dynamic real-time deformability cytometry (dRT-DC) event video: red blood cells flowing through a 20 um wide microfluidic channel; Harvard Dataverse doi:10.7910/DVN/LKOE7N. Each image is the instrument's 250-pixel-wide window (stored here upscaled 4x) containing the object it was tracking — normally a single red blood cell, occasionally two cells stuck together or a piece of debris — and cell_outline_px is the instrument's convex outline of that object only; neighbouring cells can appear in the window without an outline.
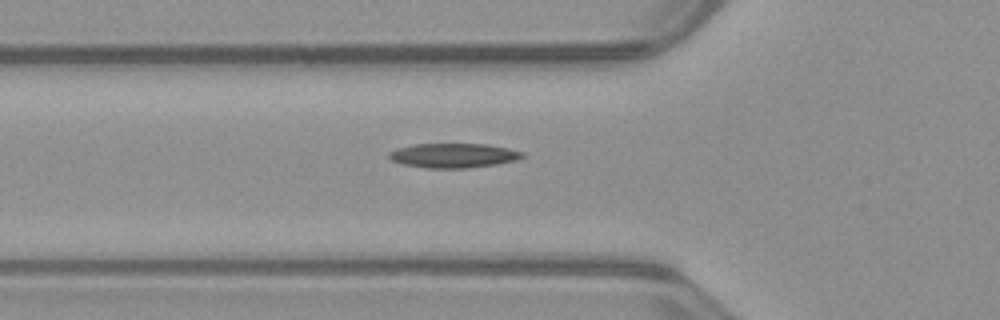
{"species": "common noctule bat (a hibernating species)", "species_latin": "Nyctalus noctula", "temperature_condition": "warm", "stored_images_in_passage": 31, "camera_frame_rate_fps": 3000, "um_per_image_px": 0.085, "animal": {"sex": "male", "body_mass_g": 23.1, "forearm_length_mm": 52.7}, "frame": {"image": 1, "passage_image": 2, "time_ms": 0.333, "image_size_px": [1000, 320], "cell_outline_px": [[528, 156], [516, 160], [496, 164], [464, 168], [428, 168], [404, 164], [392, 160], [388, 156], [388, 152], [396, 148], [416, 144], [488, 144], [508, 148], [524, 152]], "centroid_in_image_um": [38.58, 13.21], "position_along_channel_um": 87.2, "area_um2": 19.02}}
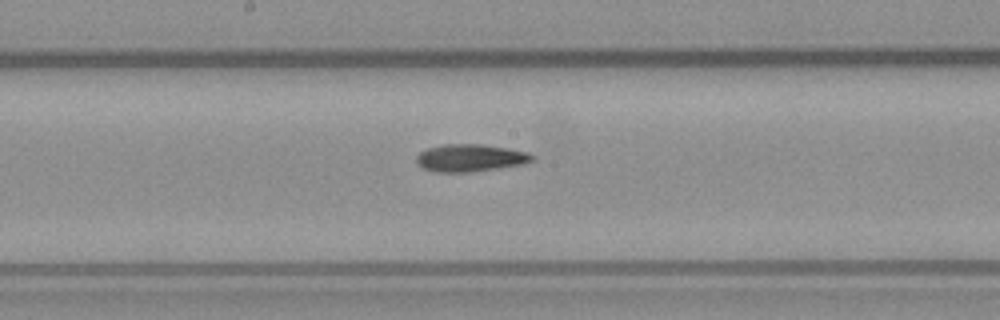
{"frame": {"image": 2, "passage_image": 11, "time_ms": 3.333, "image_size_px": [1000, 320], "cell_outline_px": [[536, 160], [524, 164], [468, 172], [436, 172], [424, 168], [416, 160], [416, 156], [420, 152], [428, 148], [444, 144], [480, 144], [508, 148], [528, 152], [536, 156]], "centroid_in_image_um": [40.03, 13.41], "position_along_channel_um": 208.2, "area_um2": 18.44}}
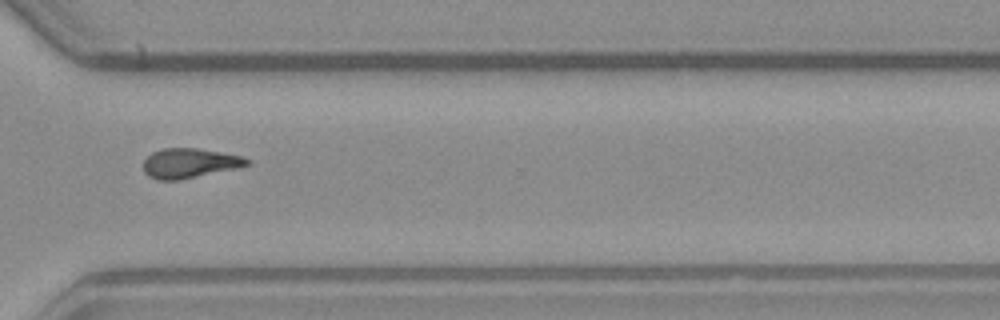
{"frame": {"image": 3, "passage_image": 22, "time_ms": 7.0, "image_size_px": [1000, 320], "cell_outline_px": [[252, 164], [240, 168], [180, 180], [156, 180], [148, 176], [144, 172], [144, 160], [152, 152], [164, 148], [196, 148], [220, 152], [240, 156], [252, 160]], "centroid_in_image_um": [16.15, 13.88], "position_along_channel_um": 354.5, "area_um2": 18.15}}